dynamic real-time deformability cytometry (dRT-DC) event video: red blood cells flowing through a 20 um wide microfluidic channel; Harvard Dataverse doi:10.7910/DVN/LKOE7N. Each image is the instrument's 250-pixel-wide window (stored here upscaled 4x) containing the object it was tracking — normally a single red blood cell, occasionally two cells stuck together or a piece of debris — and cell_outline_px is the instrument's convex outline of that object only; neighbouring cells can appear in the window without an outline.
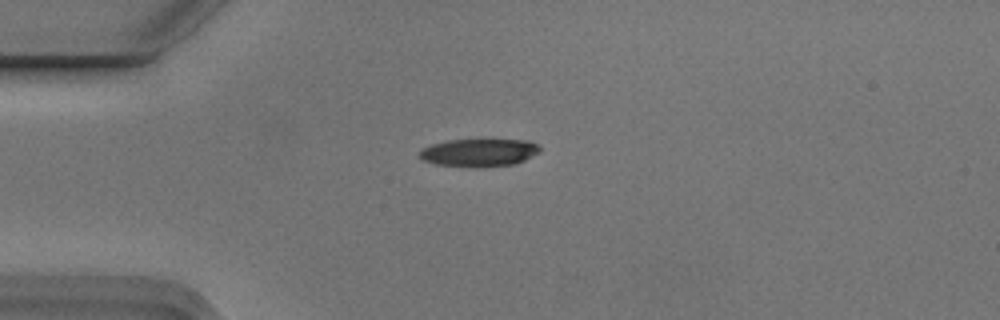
{"species": "Egyptian fruit bat (a non-hibernating species)", "species_latin": "Rousettus aegyptiacus", "temperature_condition": "cold", "stored_images_in_passage": 3, "camera_frame_rate_fps": 3000, "um_per_image_px": 0.085, "animal": {"sex": "male"}, "frame": {"image": 1, "passage_image": 1, "time_ms": 0.0, "image_size_px": [1000, 320], "cell_outline_px": [[540, 152], [516, 164], [480, 168], [476, 168], [436, 164], [424, 160], [420, 156], [420, 152], [424, 148], [432, 144], [448, 140], [528, 140], [540, 144]], "centroid_in_image_um": [40.78, 12.98], "position_along_channel_um": 44.2, "area_um2": 19.59}}